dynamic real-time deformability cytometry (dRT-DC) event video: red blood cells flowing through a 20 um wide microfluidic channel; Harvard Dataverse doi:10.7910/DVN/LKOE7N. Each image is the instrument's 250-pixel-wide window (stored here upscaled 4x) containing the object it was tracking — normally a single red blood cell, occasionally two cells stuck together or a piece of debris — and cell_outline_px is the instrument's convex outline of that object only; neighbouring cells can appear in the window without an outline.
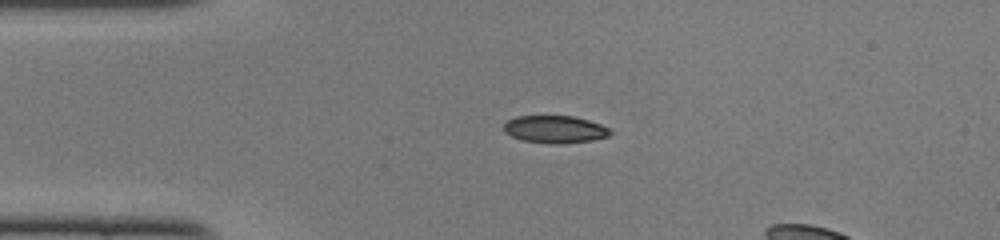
{"species": "common noctule bat (a hibernating species)", "species_latin": "Nyctalus noctula", "temperature_condition": "cold", "stored_images_in_passage": 25, "camera_frame_rate_fps": 3000, "um_per_image_px": 0.085, "animal": {"sex": "female", "body_mass_g": 22.0, "forearm_length_mm": 56.7}, "frame": {"image": 1, "passage_image": 1, "time_ms": 0.0, "image_size_px": [1000, 240], "cell_outline_px": [[612, 132], [608, 136], [592, 140], [560, 144], [552, 144], [520, 140], [504, 132], [504, 124], [508, 120], [516, 116], [572, 116], [588, 120], [600, 124], [608, 128]], "centroid_in_image_um": [47.14, 11.0], "position_along_channel_um": 37.9, "area_um2": 16.99}}
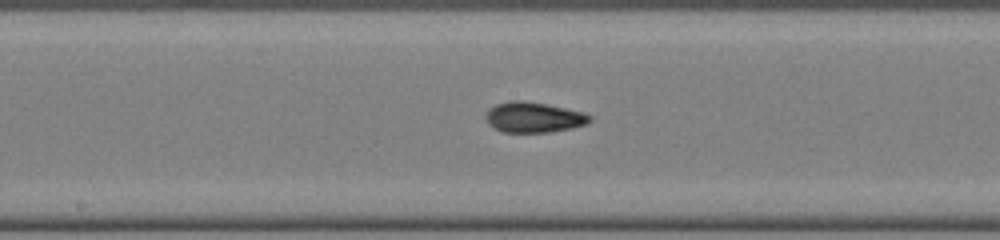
{"frame": {"image": 2, "passage_image": 15, "time_ms": 4.667, "image_size_px": [1000, 240], "cell_outline_px": [[592, 120], [588, 124], [572, 128], [552, 132], [504, 132], [492, 128], [488, 124], [484, 116], [484, 112], [488, 108], [496, 104], [512, 100], [524, 100], [584, 112], [592, 116]], "centroid_in_image_um": [45.33, 9.97], "position_along_channel_um": 202.9, "area_um2": 18.73}}
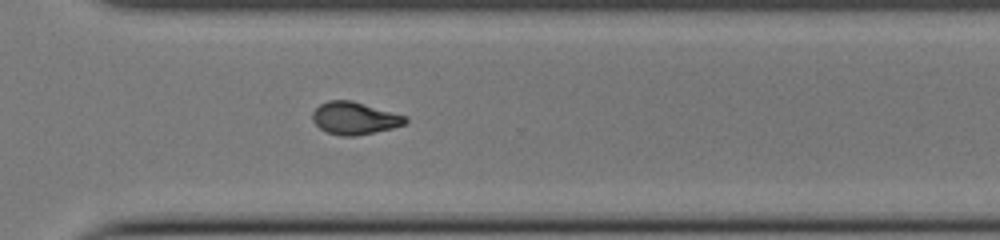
{"frame": {"image": 3, "passage_image": 25, "time_ms": 8.0, "image_size_px": [1000, 240], "cell_outline_px": [[408, 120], [404, 124], [392, 128], [356, 136], [340, 136], [328, 132], [320, 128], [312, 120], [312, 112], [320, 104], [328, 100], [352, 100], [408, 116]], "centroid_in_image_um": [30.14, 10.04], "position_along_channel_um": 340.5, "area_um2": 17.63}}